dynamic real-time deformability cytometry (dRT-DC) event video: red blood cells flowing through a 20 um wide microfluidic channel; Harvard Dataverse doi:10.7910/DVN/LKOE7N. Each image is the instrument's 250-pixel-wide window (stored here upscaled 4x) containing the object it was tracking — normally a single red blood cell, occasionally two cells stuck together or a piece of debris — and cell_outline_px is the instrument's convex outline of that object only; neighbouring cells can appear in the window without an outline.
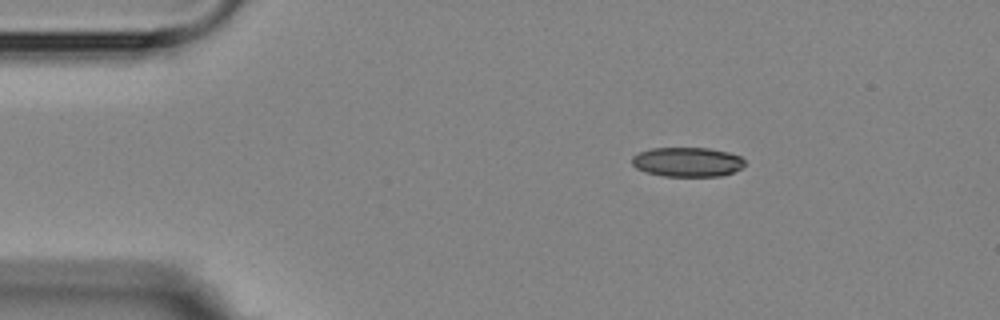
{"species": "Egyptian fruit bat (a non-hibernating species)", "species_latin": "Rousettus aegyptiacus", "temperature_condition": "room temperature", "stored_images_in_passage": 4, "segment_of_instrument_passage": [1, 2], "camera_frame_rate_fps": 3000, "um_per_image_px": 0.085, "animal": {"sex": "female"}, "frame": {"image": 1, "passage_image": 1, "time_ms": 0.0, "image_size_px": [1000, 320], "cell_outline_px": [[744, 164], [740, 168], [732, 172], [720, 176], [664, 176], [648, 172], [636, 168], [632, 164], [632, 156], [640, 152], [652, 148], [708, 148], [728, 152], [740, 156], [744, 160]], "centroid_in_image_um": [58.41, 13.76], "position_along_channel_um": 26.6, "area_um2": 19.19}}
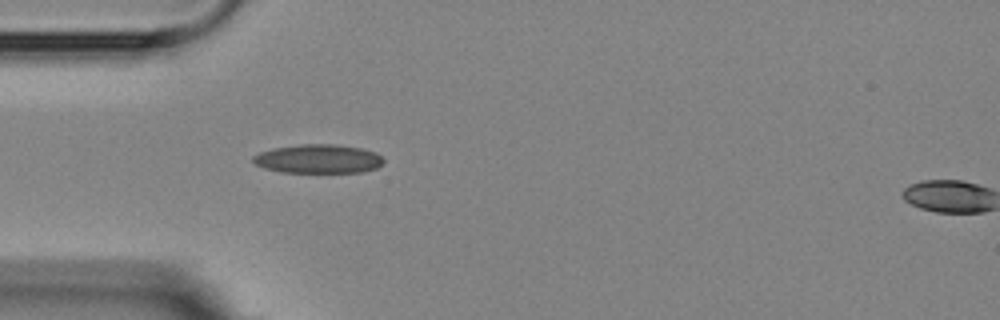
{"frame": {"image": 2, "passage_image": 3, "time_ms": 2.333, "image_size_px": [1000, 320], "cell_outline_px": [[384, 160], [376, 168], [364, 172], [280, 172], [264, 168], [256, 164], [252, 160], [252, 156], [260, 152], [272, 148], [300, 144], [336, 144], [360, 148], [376, 152]], "centroid_in_image_um": [27.03, 13.5], "position_along_channel_um": 58.0, "area_um2": 21.96}}